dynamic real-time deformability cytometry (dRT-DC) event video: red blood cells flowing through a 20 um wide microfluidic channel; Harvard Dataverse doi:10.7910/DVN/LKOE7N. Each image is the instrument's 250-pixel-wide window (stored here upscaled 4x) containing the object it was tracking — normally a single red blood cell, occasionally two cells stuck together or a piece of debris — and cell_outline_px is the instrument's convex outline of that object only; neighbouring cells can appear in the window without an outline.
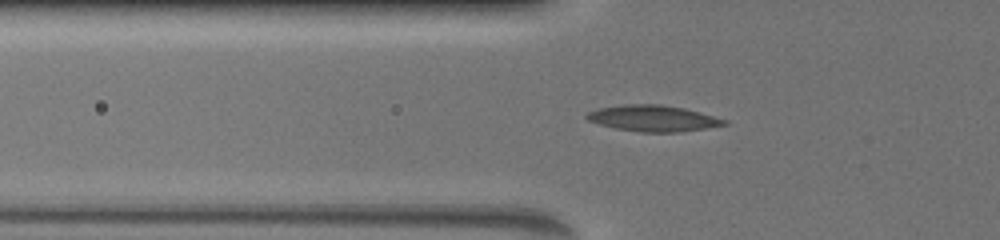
{"species": "common noctule bat (a hibernating species)", "species_latin": "Nyctalus noctula", "temperature_condition": "warm", "stored_images_in_passage": 16, "camera_frame_rate_fps": 3000, "um_per_image_px": 0.085, "animal": {"sex": "female", "body_mass_g": 19.5, "forearm_length_mm": 54.1}, "frame": {"image": 1, "passage_image": 3, "time_ms": 0.667, "image_size_px": [1000, 240], "cell_outline_px": [[728, 124], [704, 128], [676, 132], [640, 132], [616, 128], [600, 124], [588, 120], [584, 116], [588, 112], [600, 108], [624, 104], [660, 104], [684, 108], [728, 120]], "centroid_in_image_um": [55.5, 10.05], "position_along_channel_um": 70.3, "area_um2": 20.69}}
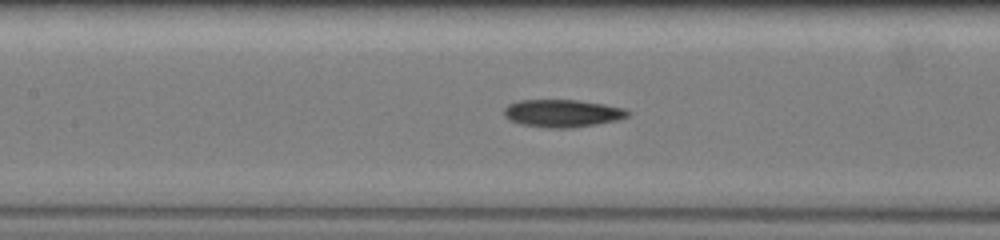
{"frame": {"image": 2, "passage_image": 10, "time_ms": 3.0, "image_size_px": [1000, 240], "cell_outline_px": [[628, 116], [616, 120], [596, 124], [572, 128], [544, 128], [520, 124], [508, 120], [504, 116], [504, 108], [508, 104], [520, 100], [576, 100], [624, 108], [628, 112]], "centroid_in_image_um": [47.72, 9.64], "position_along_channel_um": 159.7, "area_um2": 19.83}}
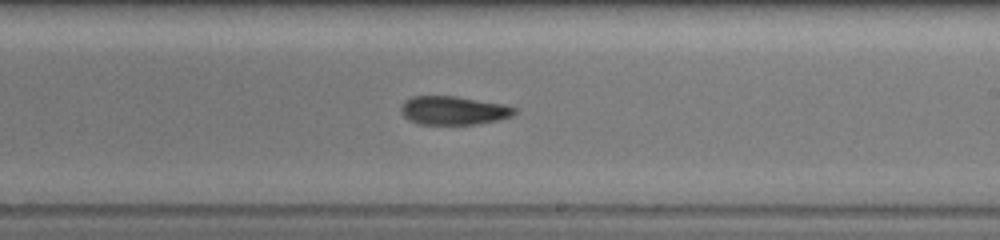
{"frame": {"image": 3, "passage_image": 16, "time_ms": 5.333, "image_size_px": [1000, 240], "cell_outline_px": [[516, 112], [512, 116], [500, 120], [476, 124], [420, 124], [408, 120], [400, 112], [400, 108], [404, 100], [412, 96], [456, 96], [504, 104], [516, 108]], "centroid_in_image_um": [38.54, 9.39], "position_along_channel_um": 250.5, "area_um2": 19.07}}